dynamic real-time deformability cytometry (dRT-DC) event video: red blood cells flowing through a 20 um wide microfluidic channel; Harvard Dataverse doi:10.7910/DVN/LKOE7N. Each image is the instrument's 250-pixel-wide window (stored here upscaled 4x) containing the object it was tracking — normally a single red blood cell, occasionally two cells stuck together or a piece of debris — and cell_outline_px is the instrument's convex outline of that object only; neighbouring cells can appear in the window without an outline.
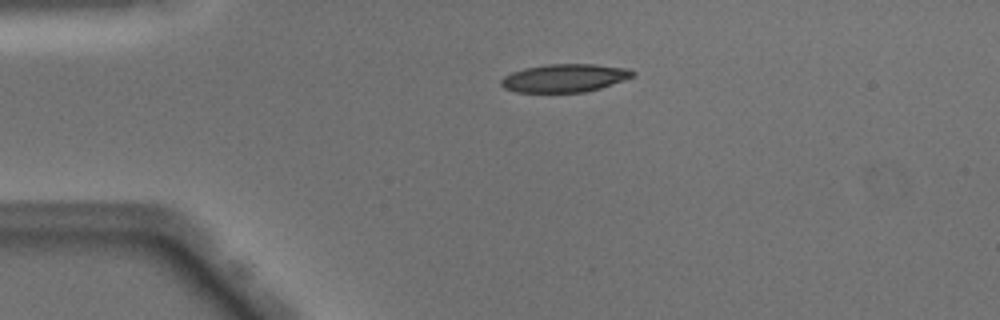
{"species": "Egyptian fruit bat (a non-hibernating species)", "species_latin": "Rousettus aegyptiacus", "temperature_condition": "warm", "stored_images_in_passage": 42, "camera_frame_rate_fps": 3000, "um_per_image_px": 0.085, "animal": {"sex": "male"}, "frame": {"image": 1, "passage_image": 4, "time_ms": 1.0, "image_size_px": [1000, 320], "cell_outline_px": [[636, 76], [600, 88], [584, 92], [516, 92], [504, 88], [500, 84], [500, 80], [504, 76], [512, 72], [524, 68], [548, 64], [596, 64], [628, 68], [636, 72]], "centroid_in_image_um": [48.01, 6.63], "position_along_channel_um": 37.0, "area_um2": 21.68}}
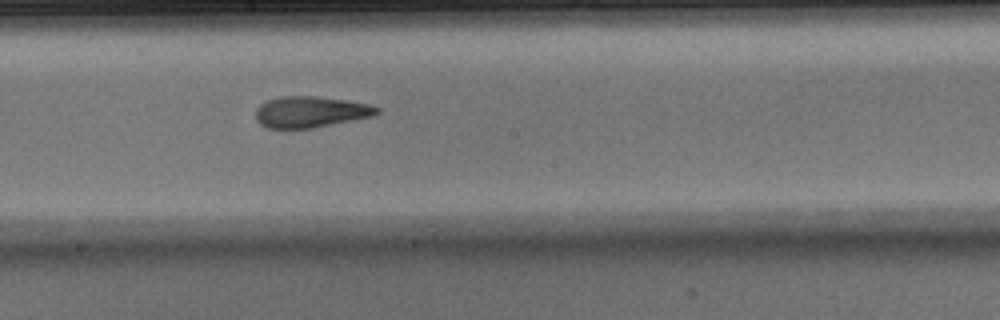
{"frame": {"image": 2, "passage_image": 20, "time_ms": 6.333, "image_size_px": [1000, 320], "cell_outline_px": [[380, 112], [372, 116], [312, 128], [268, 128], [260, 124], [256, 120], [256, 108], [260, 104], [268, 100], [280, 96], [316, 96], [344, 100], [368, 104], [380, 108]], "centroid_in_image_um": [26.36, 9.51], "position_along_channel_um": 221.8, "area_um2": 21.85}}
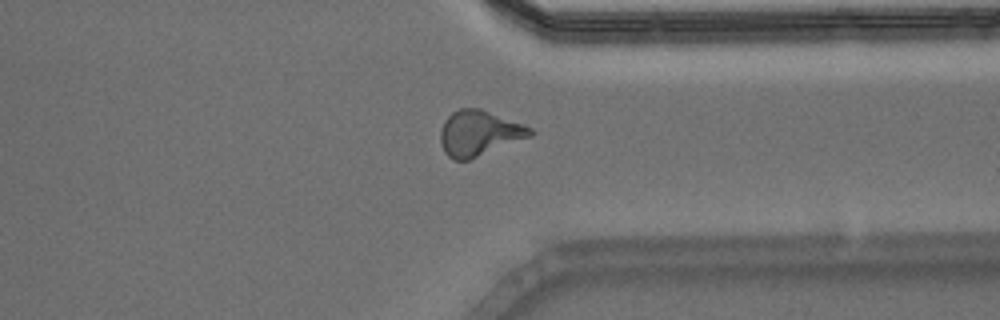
{"frame": {"image": 3, "passage_image": 31, "time_ms": 10.0, "image_size_px": [1000, 320], "cell_outline_px": [[536, 132], [532, 136], [468, 160], [452, 160], [444, 152], [440, 140], [440, 128], [444, 120], [452, 112], [460, 108], [480, 108], [524, 124], [532, 128]], "centroid_in_image_um": [40.72, 11.31], "position_along_channel_um": 370.7, "area_um2": 23.87}, "authors_computed_cell_mechanics": {"area_um2": 22.0796, "velocity_mm_per_s": 4.1002, "shape_relaxation_time_tau1_ms": null, "shape_relaxation_time_tau2_ms": 1.4164, "deformation_change_tau1": null, "deformation_change_tau2": 0.1026}}